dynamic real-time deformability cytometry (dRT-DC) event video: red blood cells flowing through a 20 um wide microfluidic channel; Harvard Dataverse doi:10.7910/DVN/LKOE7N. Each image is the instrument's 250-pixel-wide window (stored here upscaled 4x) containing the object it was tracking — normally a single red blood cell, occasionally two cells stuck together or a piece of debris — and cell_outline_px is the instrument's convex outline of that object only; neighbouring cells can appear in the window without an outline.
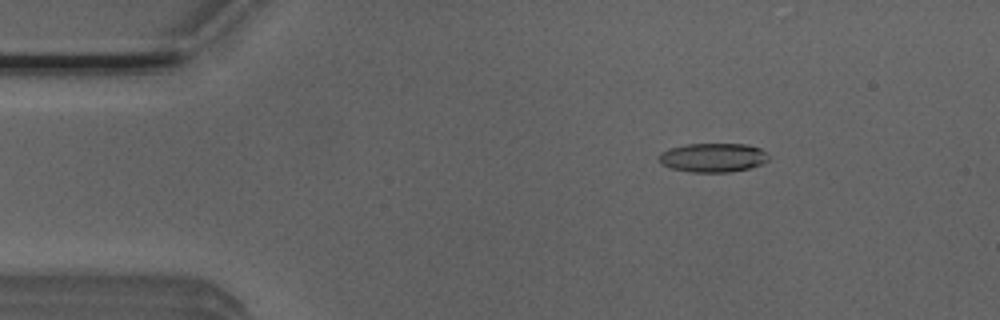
{"species": "Egyptian fruit bat (a non-hibernating species)", "species_latin": "Rousettus aegyptiacus", "temperature_condition": "room temperature", "stored_images_in_passage": 30, "camera_frame_rate_fps": 3000, "um_per_image_px": 0.085, "animal": {"sex": "male"}, "frame": {"image": 1, "passage_image": 8, "time_ms": 2.333, "image_size_px": [1000, 320], "cell_outline_px": [[768, 160], [760, 164], [748, 168], [728, 172], [692, 172], [672, 168], [660, 164], [660, 152], [668, 148], [688, 144], [748, 144], [760, 148], [768, 156]], "centroid_in_image_um": [60.58, 13.39], "position_along_channel_um": 24.4, "area_um2": 18.38}}
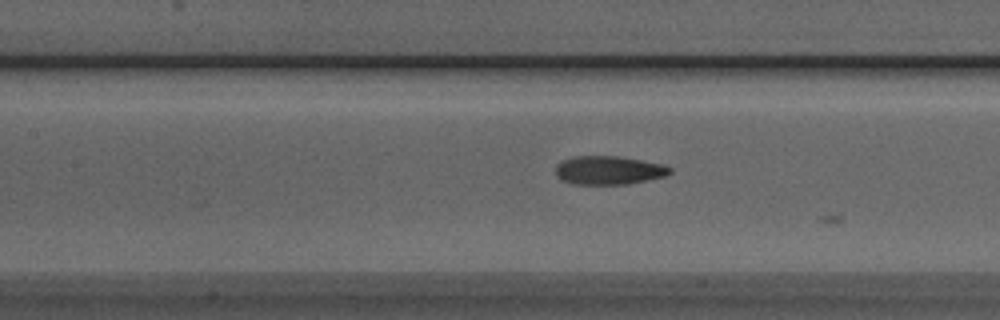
{"frame": {"image": 2, "passage_image": 23, "time_ms": 7.333, "image_size_px": [1000, 320], "cell_outline_px": [[672, 172], [664, 176], [628, 184], [572, 184], [560, 180], [556, 176], [556, 164], [560, 160], [576, 156], [616, 156], [664, 164], [672, 168]], "centroid_in_image_um": [51.7, 14.47], "position_along_channel_um": 155.7, "area_um2": 19.13}}
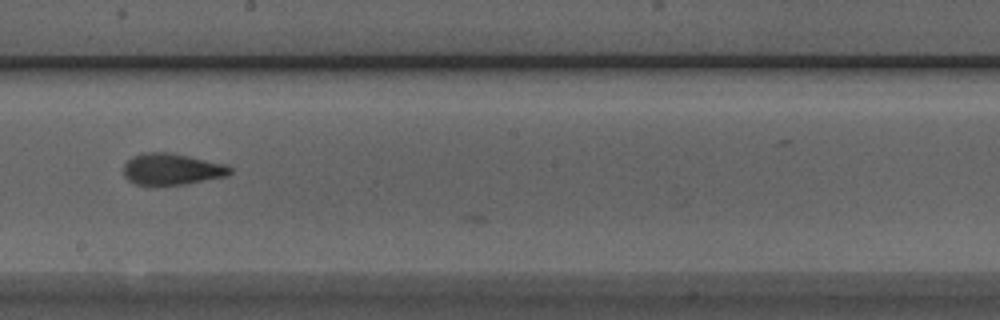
{"frame": {"image": 3, "passage_image": 29, "time_ms": 9.333, "image_size_px": [1000, 320], "cell_outline_px": [[232, 172], [228, 176], [184, 184], [152, 188], [136, 184], [128, 180], [124, 176], [124, 164], [132, 156], [140, 152], [168, 152], [228, 164], [232, 168]], "centroid_in_image_um": [14.58, 14.41], "position_along_channel_um": 233.6, "area_um2": 20.23}}